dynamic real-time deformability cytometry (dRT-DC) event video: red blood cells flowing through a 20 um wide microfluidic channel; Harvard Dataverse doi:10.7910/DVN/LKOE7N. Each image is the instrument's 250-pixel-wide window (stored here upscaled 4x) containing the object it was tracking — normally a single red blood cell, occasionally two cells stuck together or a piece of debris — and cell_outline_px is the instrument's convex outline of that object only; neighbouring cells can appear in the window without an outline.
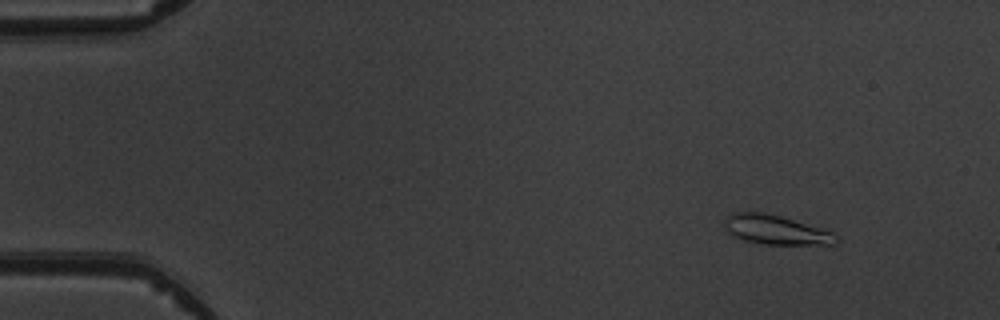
{"species": "common noctule bat (a hibernating species)", "species_latin": "Nyctalus noctula", "temperature_condition": "warm", "stored_images_in_passage": 4, "camera_frame_rate_fps": 3000, "um_per_image_px": 0.085, "animal": {"sex": "male", "body_mass_g": 19.5, "forearm_length_mm": 54.6}, "frame": {"image": 1, "passage_image": 1, "time_ms": 0.0, "image_size_px": [1000, 320], "cell_outline_px": [[840, 240], [836, 244], [764, 244], [744, 240], [728, 232], [724, 228], [724, 220], [732, 212], [764, 212], [780, 216], [820, 228], [832, 232], [840, 236]], "centroid_in_image_um": [65.96, 19.53], "position_along_channel_um": 19.0, "area_um2": 18.96}}
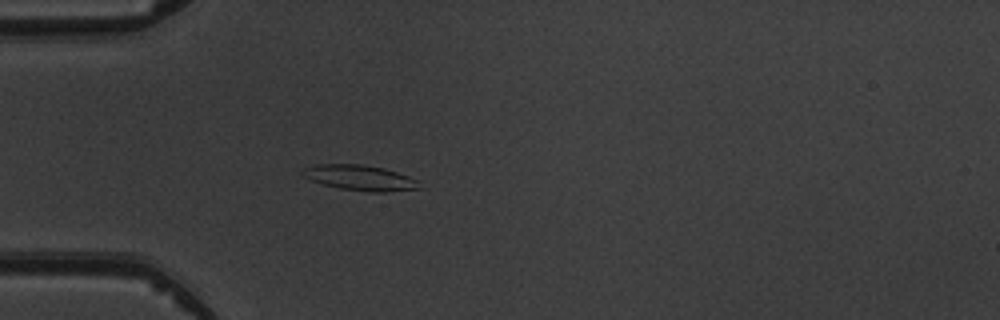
{"frame": {"image": 2, "passage_image": 4, "time_ms": 3.333, "image_size_px": [1000, 320], "cell_outline_px": [[420, 188], [384, 192], [372, 192], [340, 188], [324, 184], [312, 180], [304, 176], [300, 172], [304, 168], [316, 164], [360, 164], [384, 168], [420, 180]], "centroid_in_image_um": [30.62, 15.1], "position_along_channel_um": 54.4, "area_um2": 17.11}}